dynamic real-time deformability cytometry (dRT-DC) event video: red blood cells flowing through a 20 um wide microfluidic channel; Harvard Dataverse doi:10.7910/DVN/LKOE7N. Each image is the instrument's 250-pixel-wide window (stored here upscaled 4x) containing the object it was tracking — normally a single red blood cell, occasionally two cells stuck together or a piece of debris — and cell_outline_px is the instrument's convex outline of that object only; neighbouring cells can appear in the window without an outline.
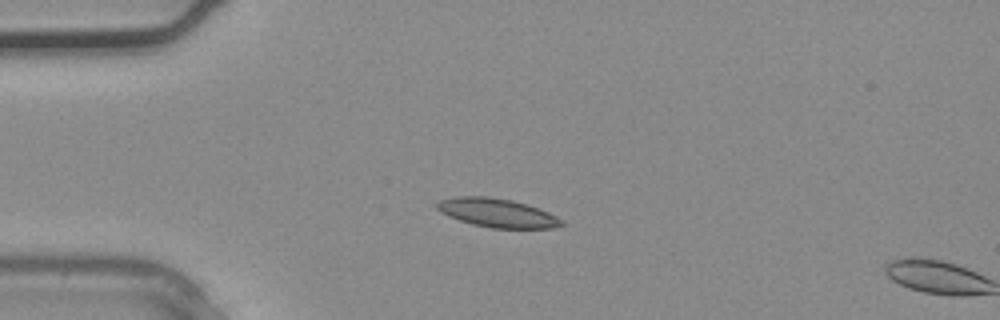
{"species": "common noctule bat (a hibernating species)", "species_latin": "Nyctalus noctula", "temperature_condition": "warm", "stored_images_in_passage": 3, "camera_frame_rate_fps": 3000, "um_per_image_px": 0.085, "animal": {"sex": "male", "body_mass_g": 20.4}, "frame": {"image": 1, "passage_image": 2, "time_ms": 0.333, "image_size_px": [1000, 320], "cell_outline_px": [[564, 224], [552, 228], [492, 228], [472, 224], [448, 216], [440, 212], [436, 208], [436, 204], [440, 200], [456, 196], [488, 196], [512, 200], [528, 204], [548, 212], [556, 216]], "centroid_in_image_um": [42.23, 18.08], "position_along_channel_um": 42.8, "area_um2": 20.81}}